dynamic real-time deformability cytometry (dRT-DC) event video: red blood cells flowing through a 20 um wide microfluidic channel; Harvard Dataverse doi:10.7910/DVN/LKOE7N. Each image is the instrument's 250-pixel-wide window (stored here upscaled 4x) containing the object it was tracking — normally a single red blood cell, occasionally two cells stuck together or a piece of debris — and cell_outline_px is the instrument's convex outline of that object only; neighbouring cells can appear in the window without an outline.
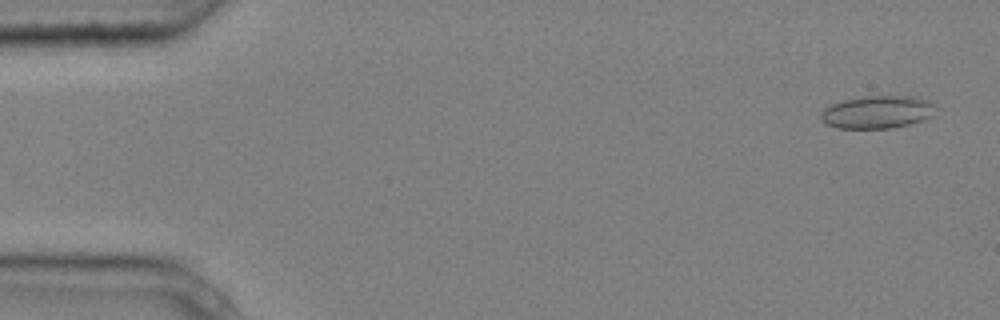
{"species": "common noctule bat (a hibernating species)", "species_latin": "Nyctalus noctula", "temperature_condition": "cold", "stored_images_in_passage": 4, "camera_frame_rate_fps": 3000, "um_per_image_px": 0.085, "animal": {"sex": "male", "body_mass_g": 20.4}, "frame": {"image": 1, "passage_image": 1, "time_ms": 0.0, "image_size_px": [1000, 320], "cell_outline_px": [[932, 116], [924, 120], [892, 128], [836, 128], [824, 124], [820, 120], [820, 112], [824, 108], [832, 104], [844, 100], [864, 96], [916, 96], [928, 100], [932, 104]], "centroid_in_image_um": [74.51, 9.53], "position_along_channel_um": 10.5, "area_um2": 21.91}}
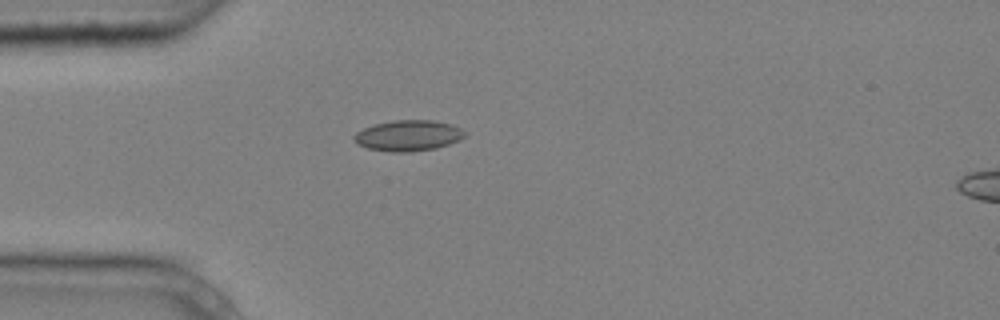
{"frame": {"image": 2, "passage_image": 3, "time_ms": 0.667, "image_size_px": [1000, 320], "cell_outline_px": [[468, 132], [460, 140], [436, 148], [412, 152], [392, 152], [368, 148], [356, 144], [352, 140], [352, 136], [356, 132], [372, 124], [392, 120], [432, 120], [452, 124]], "centroid_in_image_um": [34.68, 11.52], "position_along_channel_um": 50.3, "area_um2": 20.17}}